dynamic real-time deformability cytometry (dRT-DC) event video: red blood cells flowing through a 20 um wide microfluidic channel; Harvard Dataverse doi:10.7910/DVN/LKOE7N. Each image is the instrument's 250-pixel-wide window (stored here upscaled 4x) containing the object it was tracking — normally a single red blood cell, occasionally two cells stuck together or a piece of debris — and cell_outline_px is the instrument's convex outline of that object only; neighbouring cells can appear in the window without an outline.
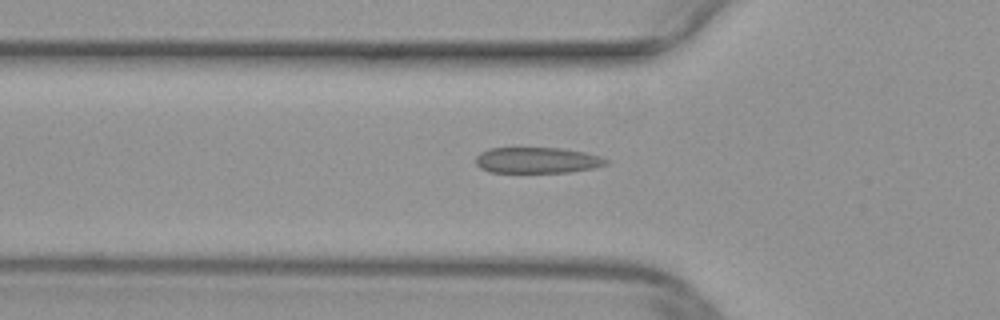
{"species": "common noctule bat (a hibernating species)", "species_latin": "Nyctalus noctula", "temperature_condition": "warm", "stored_images_in_passage": 37, "camera_frame_rate_fps": 3000, "um_per_image_px": 0.085, "animal": {"sex": "female", "body_mass_g": 29.2, "forearm_length_mm": 56.3}, "frame": {"image": 1, "passage_image": 9, "time_ms": 2.667, "image_size_px": [1000, 320], "cell_outline_px": [[608, 164], [596, 168], [568, 172], [488, 172], [480, 168], [476, 164], [476, 156], [480, 152], [488, 148], [560, 148], [584, 152], [600, 156], [608, 160]], "centroid_in_image_um": [45.65, 13.62], "position_along_channel_um": 80.1, "area_um2": 19.77}}
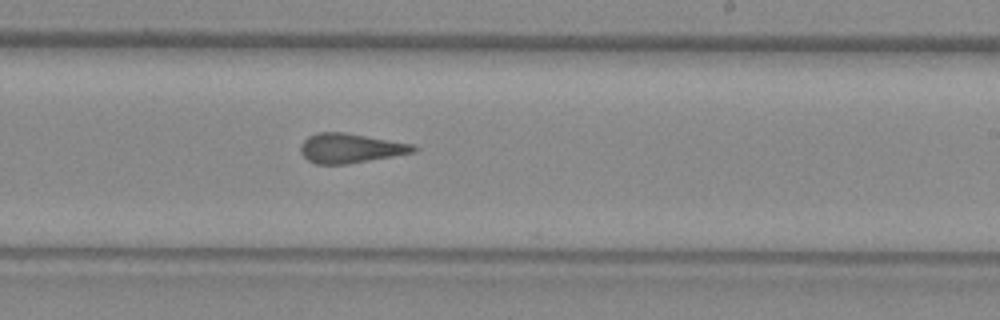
{"frame": {"image": 2, "passage_image": 22, "time_ms": 7.0, "image_size_px": [1000, 320], "cell_outline_px": [[416, 152], [348, 164], [316, 164], [308, 160], [300, 152], [300, 144], [308, 136], [316, 132], [344, 132], [412, 144], [416, 148]], "centroid_in_image_um": [29.74, 12.6], "position_along_channel_um": 259.3, "area_um2": 19.36}}
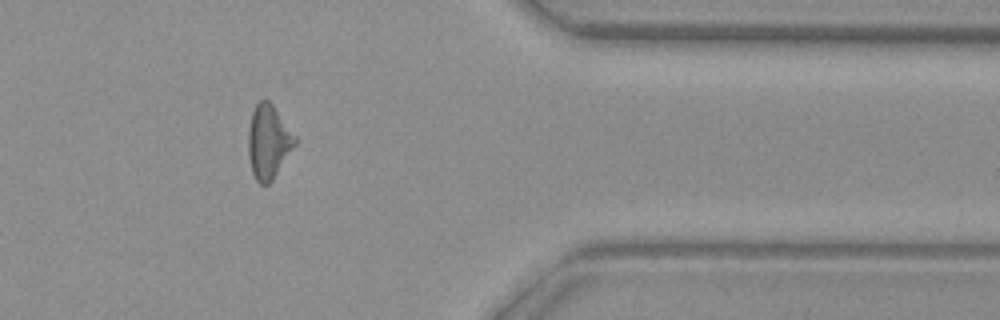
{"frame": {"image": 3, "passage_image": 33, "time_ms": 10.667, "image_size_px": [1000, 320], "cell_outline_px": [[296, 144], [272, 180], [268, 184], [260, 184], [256, 180], [252, 172], [248, 156], [248, 128], [252, 112], [256, 104], [260, 100], [268, 100], [272, 104], [296, 136]], "centroid_in_image_um": [22.8, 12.05], "position_along_channel_um": 388.6, "area_um2": 20.0}}